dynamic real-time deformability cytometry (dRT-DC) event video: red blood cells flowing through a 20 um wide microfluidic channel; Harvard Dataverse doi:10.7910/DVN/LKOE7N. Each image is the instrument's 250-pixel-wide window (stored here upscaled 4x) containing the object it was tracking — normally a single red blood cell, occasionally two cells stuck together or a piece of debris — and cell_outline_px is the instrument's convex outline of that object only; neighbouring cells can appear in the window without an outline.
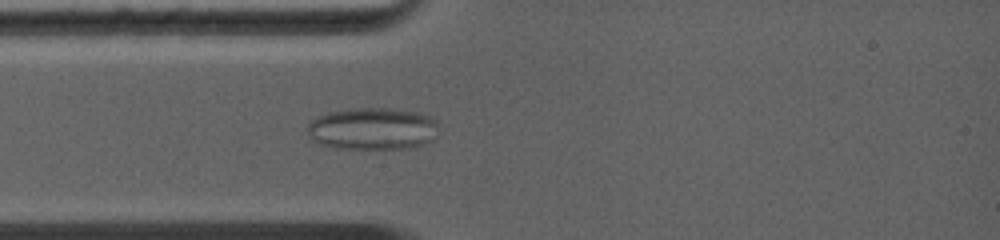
{"species": "common noctule bat (a hibernating species)", "species_latin": "Nyctalus noctula", "temperature_condition": "warm", "stored_images_in_passage": 39, "camera_frame_rate_fps": 5000, "um_per_image_px": 0.085, "animal": {"sex": "female", "body_mass_g": 19.0, "forearm_length_mm": 56.7}, "frame": {"image": 1, "passage_image": 15, "time_ms": 2.8, "image_size_px": [1000, 240], "cell_outline_px": [[436, 136], [432, 140], [424, 144], [408, 148], [332, 148], [320, 144], [312, 140], [308, 136], [308, 124], [312, 120], [328, 112], [352, 108], [388, 108], [416, 112], [428, 116], [436, 120]], "centroid_in_image_um": [31.64, 10.94], "position_along_channel_um": 53.4, "area_um2": 32.14}}
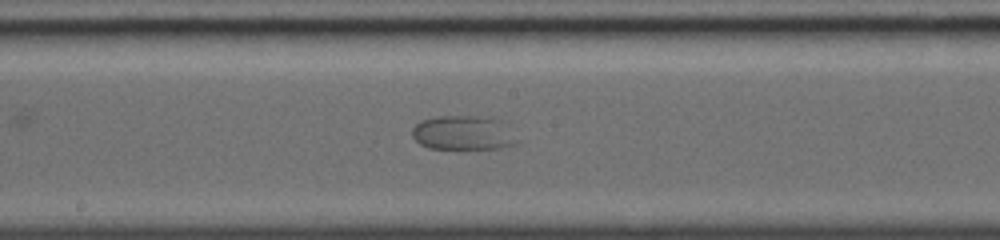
{"frame": {"image": 2, "passage_image": 26, "time_ms": 6.4, "image_size_px": [1000, 240], "cell_outline_px": [[516, 140], [512, 144], [500, 148], [428, 148], [420, 144], [412, 136], [412, 128], [420, 120], [436, 116], [492, 116], [500, 120], [504, 124]], "centroid_in_image_um": [39.3, 11.27], "position_along_channel_um": 208.9, "area_um2": 20.75}}
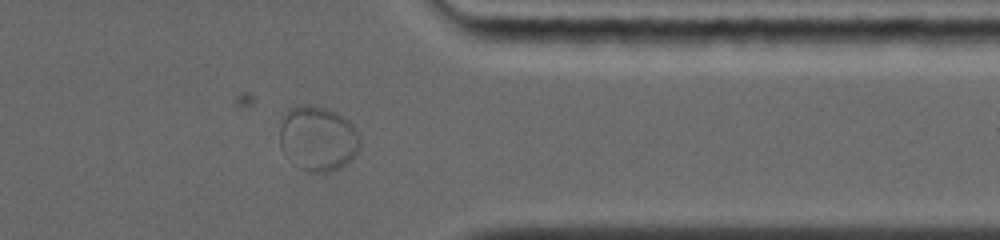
{"frame": {"image": 3, "passage_image": 36, "time_ms": 10.6, "image_size_px": [1000, 240], "cell_outline_px": [[360, 144], [356, 152], [344, 164], [336, 168], [324, 172], [312, 172], [300, 168], [280, 144], [280, 128], [284, 112], [288, 108], [300, 104], [312, 104], [328, 108], [344, 116], [356, 128], [360, 140]], "centroid_in_image_um": [27.02, 11.69], "position_along_channel_um": 384.4, "area_um2": 30.0}}